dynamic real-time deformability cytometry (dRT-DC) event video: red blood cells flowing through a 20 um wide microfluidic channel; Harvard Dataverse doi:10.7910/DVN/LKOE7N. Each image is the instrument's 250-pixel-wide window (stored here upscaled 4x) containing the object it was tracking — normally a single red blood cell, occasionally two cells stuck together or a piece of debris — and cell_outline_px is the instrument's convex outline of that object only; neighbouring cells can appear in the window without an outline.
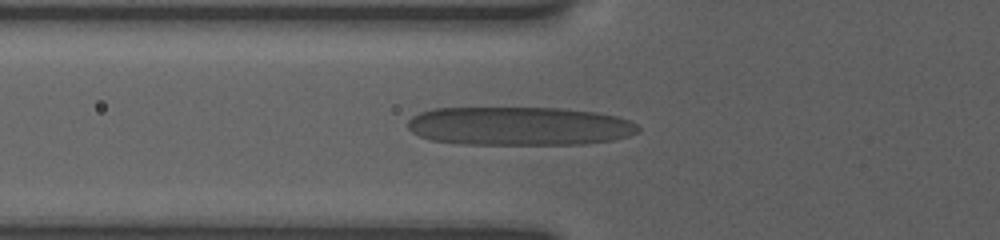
{"species": "human", "species_latin": "Homo sapiens", "temperature_condition": "room temperature", "stored_images_in_passage": 4, "camera_frame_rate_fps": 3000, "um_per_image_px": 0.085, "donor": {"sex": "female"}, "frame": {"image": 1, "passage_image": 3, "time_ms": 1.0, "image_size_px": [1000, 240], "cell_outline_px": [[640, 132], [628, 136], [612, 140], [584, 144], [464, 144], [432, 140], [420, 136], [412, 132], [408, 128], [408, 120], [412, 116], [420, 112], [432, 108], [560, 108], [596, 112], [616, 116], [628, 120], [636, 124], [640, 128]], "centroid_in_image_um": [44.14, 10.71], "position_along_channel_um": 81.7, "area_um2": 52.02}}